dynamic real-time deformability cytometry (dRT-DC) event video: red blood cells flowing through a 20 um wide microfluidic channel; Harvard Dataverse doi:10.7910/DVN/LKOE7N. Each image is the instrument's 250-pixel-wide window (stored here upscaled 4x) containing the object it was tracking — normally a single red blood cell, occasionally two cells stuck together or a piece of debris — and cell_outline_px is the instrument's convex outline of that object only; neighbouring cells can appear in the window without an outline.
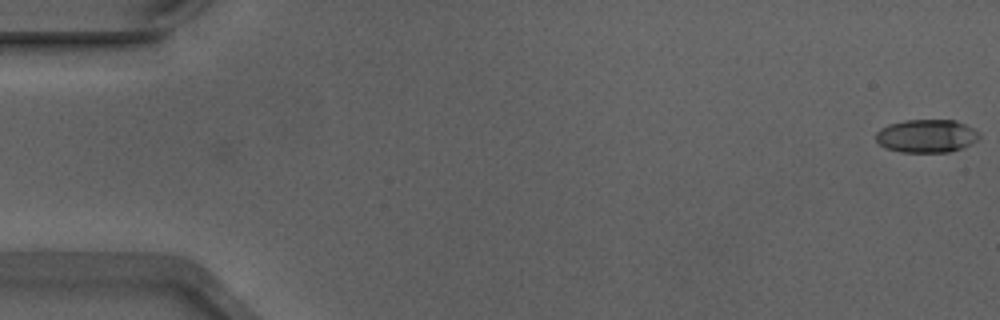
{"species": "Egyptian fruit bat (a non-hibernating species)", "species_latin": "Rousettus aegyptiacus", "temperature_condition": "warm", "stored_images_in_passage": 2, "camera_frame_rate_fps": 3000, "um_per_image_px": 0.085, "animal": {"sex": "male"}, "frame": {"image": 1, "passage_image": 2, "time_ms": 0.333, "image_size_px": [1000, 320], "cell_outline_px": [[980, 136], [976, 140], [964, 148], [948, 152], [900, 152], [884, 148], [876, 140], [876, 132], [880, 128], [888, 124], [904, 120], [956, 120], [980, 132]], "centroid_in_image_um": [78.74, 11.56], "position_along_channel_um": 6.3, "area_um2": 20.11}}